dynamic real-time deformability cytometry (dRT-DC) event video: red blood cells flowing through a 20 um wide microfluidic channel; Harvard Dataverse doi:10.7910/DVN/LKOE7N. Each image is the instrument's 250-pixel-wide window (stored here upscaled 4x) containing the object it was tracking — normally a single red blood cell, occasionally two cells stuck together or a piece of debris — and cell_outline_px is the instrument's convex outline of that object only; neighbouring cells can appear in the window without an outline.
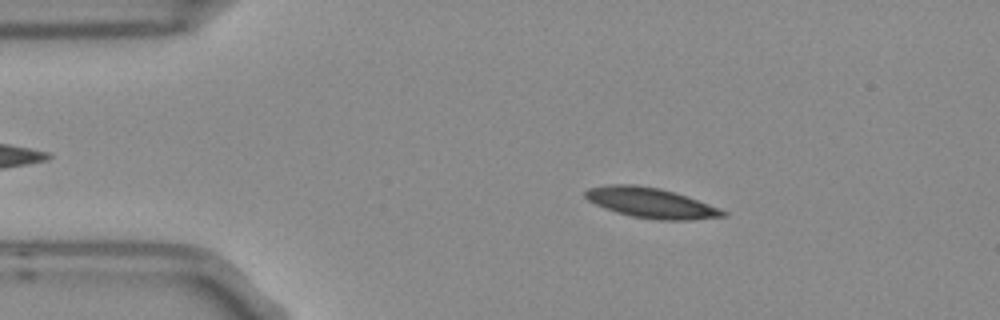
{"species": "Egyptian fruit bat (a non-hibernating species)", "species_latin": "Rousettus aegyptiacus", "temperature_condition": "room temperature", "stored_images_in_passage": 5, "camera_frame_rate_fps": 3000, "um_per_image_px": 0.085, "frame": {"image": 1, "passage_image": 2, "time_ms": 0.333, "image_size_px": [1000, 320], "cell_outline_px": [[728, 216], [688, 220], [660, 220], [632, 216], [616, 212], [596, 204], [588, 200], [584, 196], [584, 192], [588, 188], [612, 184], [636, 184], [660, 188], [720, 208], [728, 212]], "centroid_in_image_um": [55.32, 17.24], "position_along_channel_um": 29.7, "area_um2": 23.93}}